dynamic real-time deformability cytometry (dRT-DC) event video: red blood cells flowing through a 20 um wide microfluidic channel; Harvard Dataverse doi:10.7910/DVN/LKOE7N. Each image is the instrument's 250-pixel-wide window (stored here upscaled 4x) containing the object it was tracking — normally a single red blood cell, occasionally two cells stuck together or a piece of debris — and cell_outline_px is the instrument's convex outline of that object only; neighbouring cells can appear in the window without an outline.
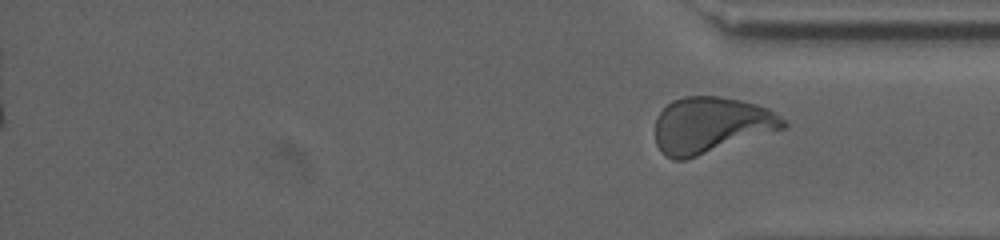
{"species": "human", "species_latin": "Homo sapiens", "temperature_condition": "cold", "stored_images_in_passage": 50, "segment_of_instrument_passage": [2, 2], "camera_frame_rate_fps": 3000, "um_per_image_px": 0.085, "donor": {"sex": "male"}, "frame": {"image": 1, "passage_image": 50, "time_ms": 19.0, "image_size_px": [1000, 240], "cell_outline_px": [[788, 124], [784, 128], [684, 160], [672, 160], [664, 156], [660, 152], [656, 144], [656, 116], [672, 100], [684, 96], [716, 96], [740, 100], [756, 104], [768, 108], [780, 116]], "centroid_in_image_um": [60.39, 10.63], "position_along_channel_um": 374.8, "area_um2": 41.62}}